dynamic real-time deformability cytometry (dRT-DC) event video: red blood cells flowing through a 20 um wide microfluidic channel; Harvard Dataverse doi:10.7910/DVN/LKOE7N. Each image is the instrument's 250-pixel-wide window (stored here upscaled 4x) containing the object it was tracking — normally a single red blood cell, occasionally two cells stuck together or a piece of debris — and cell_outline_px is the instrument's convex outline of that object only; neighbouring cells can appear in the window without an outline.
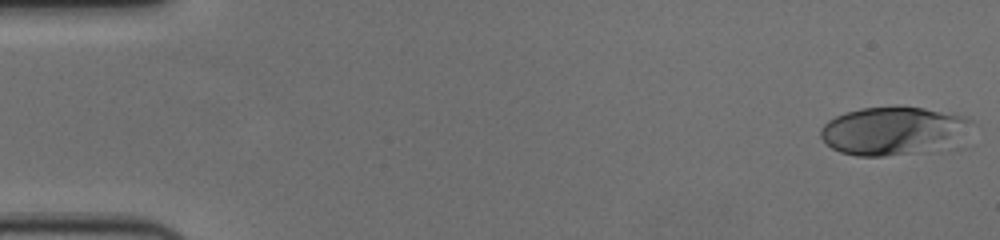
{"species": "human", "species_latin": "Homo sapiens", "temperature_condition": "cold", "stored_images_in_passage": 57, "camera_frame_rate_fps": 3000, "um_per_image_px": 0.085, "donor": {"sex": "female"}, "frame": {"image": 1, "passage_image": 1, "time_ms": 0.0, "image_size_px": [1000, 240], "cell_outline_px": [[972, 120], [948, 140], [904, 152], [884, 156], [856, 156], [840, 152], [832, 148], [820, 136], [820, 128], [828, 120], [844, 112], [860, 108], [924, 108], [964, 116]], "centroid_in_image_um": [75.6, 11.07], "position_along_channel_um": 9.4, "area_um2": 39.13}}
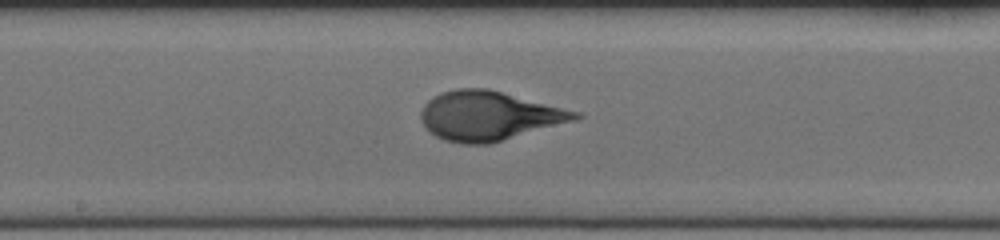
{"frame": {"image": 2, "passage_image": 30, "time_ms": 9.667, "image_size_px": [1000, 240], "cell_outline_px": [[584, 116], [576, 120], [488, 144], [460, 144], [444, 140], [436, 136], [420, 120], [420, 112], [424, 104], [432, 96], [440, 92], [456, 88], [488, 88], [580, 112]], "centroid_in_image_um": [41.54, 9.83], "position_along_channel_um": 206.7, "area_um2": 44.22}}
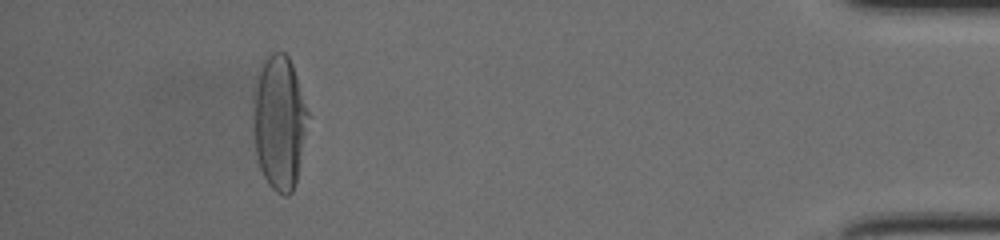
{"frame": {"image": 3, "passage_image": 52, "time_ms": 17.0, "image_size_px": [1000, 240], "cell_outline_px": [[308, 116], [296, 180], [292, 192], [288, 196], [284, 196], [276, 192], [268, 184], [260, 168], [256, 156], [252, 128], [252, 100], [256, 84], [264, 60], [272, 52], [284, 52], [288, 56], [292, 64], [308, 112]], "centroid_in_image_um": [23.7, 10.42], "position_along_channel_um": 411.5, "area_um2": 42.48}, "authors_computed_cell_mechanics": {"area_um2": 41.9628, "velocity_mm_per_s": 3.6062, "shape_relaxation_time_tau1_ms": 4.7895, "shape_relaxation_time_tau2_ms": null, "deformation_change_tau1": 0.2436, "deformation_change_tau2": null}}